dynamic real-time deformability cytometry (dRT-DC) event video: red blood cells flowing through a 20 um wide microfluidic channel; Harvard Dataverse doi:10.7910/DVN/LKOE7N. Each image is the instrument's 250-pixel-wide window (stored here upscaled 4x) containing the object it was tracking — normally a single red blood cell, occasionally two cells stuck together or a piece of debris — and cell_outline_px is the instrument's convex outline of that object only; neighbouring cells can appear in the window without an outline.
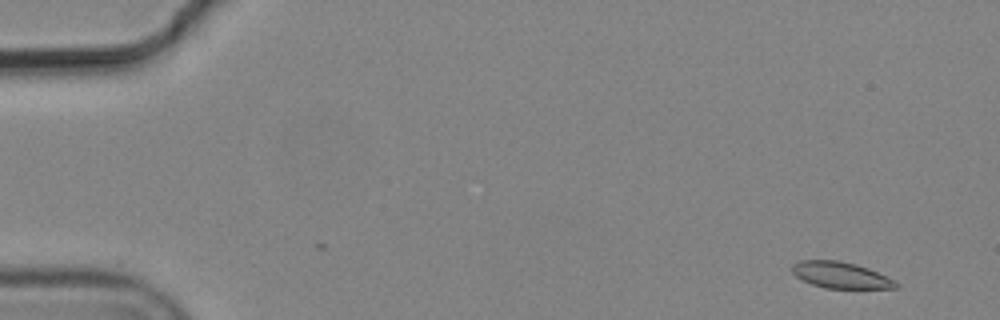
{"species": "common noctule bat (a hibernating species)", "species_latin": "Nyctalus noctula", "temperature_condition": "cold", "stored_images_in_passage": 5, "segment_of_instrument_passage": [1, 2], "camera_frame_rate_fps": 3000, "um_per_image_px": 0.085, "animal": {"sex": "male", "body_mass_g": 19.2, "forearm_length_mm": 51.8}, "frame": {"image": 1, "passage_image": 1, "time_ms": 0.0, "image_size_px": [1000, 320], "cell_outline_px": [[900, 284], [896, 288], [824, 288], [812, 284], [796, 276], [792, 272], [792, 264], [800, 260], [836, 260], [856, 264], [868, 268]], "centroid_in_image_um": [71.42, 23.38], "position_along_channel_um": 13.6, "area_um2": 15.66}}